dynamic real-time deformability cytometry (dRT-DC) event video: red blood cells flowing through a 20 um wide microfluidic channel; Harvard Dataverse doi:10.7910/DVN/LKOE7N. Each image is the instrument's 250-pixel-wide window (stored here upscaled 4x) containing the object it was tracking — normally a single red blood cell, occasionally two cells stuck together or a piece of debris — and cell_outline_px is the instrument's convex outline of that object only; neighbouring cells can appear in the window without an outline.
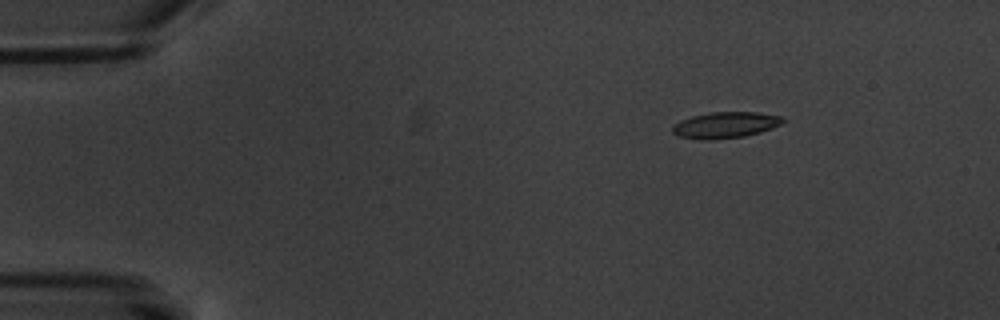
{"species": "common noctule bat (a hibernating species)", "species_latin": "Nyctalus noctula", "temperature_condition": "warm", "stored_images_in_passage": 4, "camera_frame_rate_fps": 3000, "um_per_image_px": 0.085, "animal": {"sex": "male", "body_mass_g": 20.1, "forearm_length_mm": 53.5}, "frame": {"image": 1, "passage_image": 1, "time_ms": 0.0, "image_size_px": [1000, 320], "cell_outline_px": [[784, 120], [780, 124], [772, 128], [760, 132], [744, 136], [712, 140], [700, 140], [676, 136], [672, 132], [672, 124], [680, 120], [692, 116], [712, 112], [756, 112], [784, 116]], "centroid_in_image_um": [61.61, 10.63], "position_along_channel_um": 23.4, "area_um2": 16.99}}
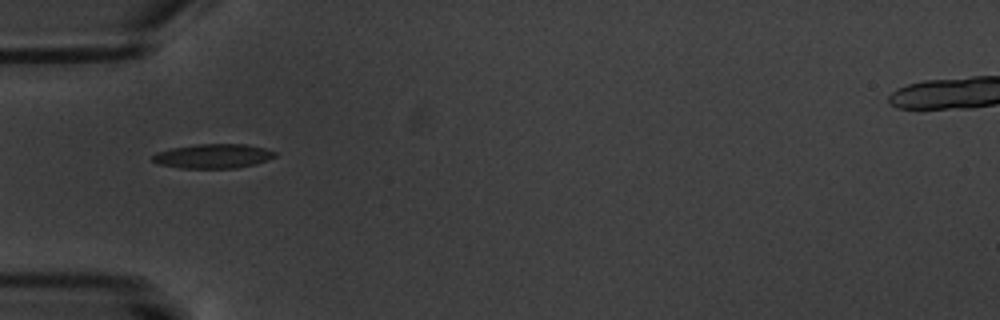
{"frame": {"image": 2, "passage_image": 4, "time_ms": 3.667, "image_size_px": [1000, 320], "cell_outline_px": [[276, 156], [268, 160], [256, 164], [236, 168], [180, 168], [156, 164], [152, 160], [152, 156], [156, 152], [172, 148], [196, 144], [248, 144], [264, 148], [276, 152]], "centroid_in_image_um": [18.11, 13.27], "position_along_channel_um": 66.9, "area_um2": 17.51}}